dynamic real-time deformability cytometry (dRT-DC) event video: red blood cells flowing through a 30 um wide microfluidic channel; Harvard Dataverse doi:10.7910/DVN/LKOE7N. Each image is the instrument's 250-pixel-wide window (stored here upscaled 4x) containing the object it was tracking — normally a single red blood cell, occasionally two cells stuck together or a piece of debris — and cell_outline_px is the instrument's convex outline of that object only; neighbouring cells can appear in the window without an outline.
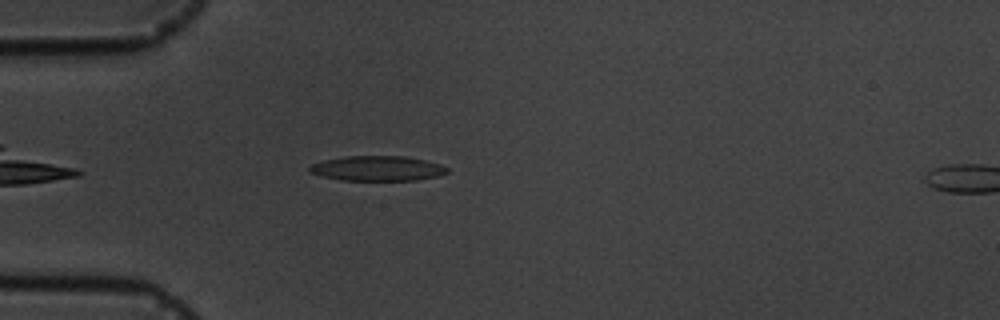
{"species": "common noctule bat (a hibernating species)", "species_latin": "Nyctalus noctula", "temperature_condition": "cold", "stored_images_in_passage": 7, "camera_frame_rate_fps": 3000, "um_per_image_px": 0.085, "animal": {"sex": "male", "body_mass_g": 19.5, "forearm_length_mm": 54.6}, "frame": {"image": 1, "passage_image": 6, "time_ms": 5.667, "image_size_px": [1000, 320], "cell_outline_px": [[448, 172], [436, 176], [416, 180], [340, 180], [320, 176], [308, 172], [308, 168], [312, 164], [324, 160], [344, 156], [404, 156], [424, 160], [440, 164], [448, 168]], "centroid_in_image_um": [32.03, 14.31], "position_along_channel_um": 53.0, "area_um2": 20.0}}